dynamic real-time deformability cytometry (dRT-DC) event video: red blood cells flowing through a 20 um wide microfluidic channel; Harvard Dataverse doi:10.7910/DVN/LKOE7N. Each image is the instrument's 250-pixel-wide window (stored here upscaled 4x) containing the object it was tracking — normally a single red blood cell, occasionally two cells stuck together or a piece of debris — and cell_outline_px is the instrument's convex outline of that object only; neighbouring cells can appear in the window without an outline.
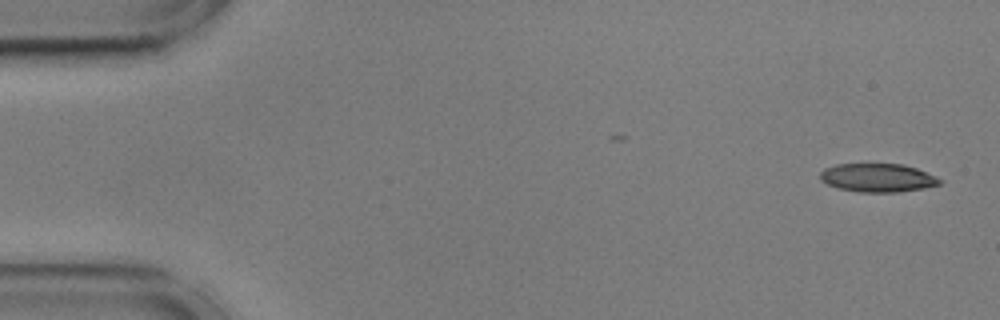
{"species": "common noctule bat (a hibernating species)", "species_latin": "Nyctalus noctula", "temperature_condition": "cold", "stored_images_in_passage": 54, "camera_frame_rate_fps": 3000, "um_per_image_px": 0.085, "animal": {"sex": "male", "body_mass_g": 17.9, "forearm_length_mm": 54.2}, "frame": {"image": 1, "passage_image": 1, "time_ms": 0.0, "image_size_px": [1000, 320], "cell_outline_px": [[944, 180], [940, 184], [924, 188], [900, 192], [860, 192], [840, 188], [828, 184], [820, 180], [820, 172], [824, 168], [836, 164], [900, 164], [916, 168], [936, 176]], "centroid_in_image_um": [74.62, 15.11], "position_along_channel_um": 10.4, "area_um2": 19.83}}
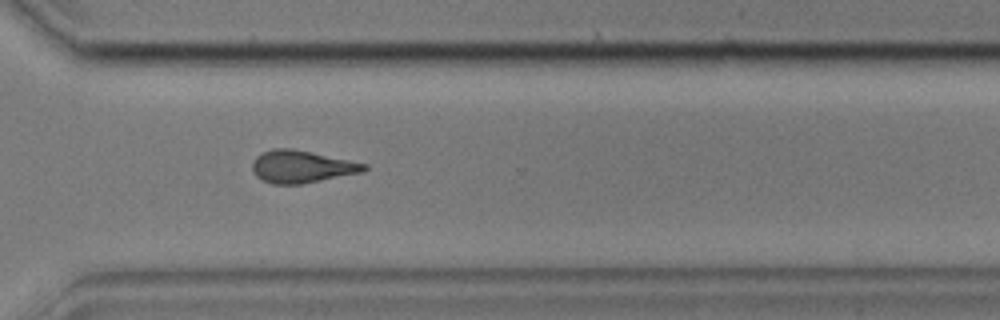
{"frame": {"image": 2, "passage_image": 39, "time_ms": 12.667, "image_size_px": [1000, 320], "cell_outline_px": [[368, 168], [364, 172], [300, 184], [272, 184], [256, 176], [252, 168], [252, 164], [256, 156], [260, 152], [272, 148], [292, 148], [312, 152], [368, 164]], "centroid_in_image_um": [25.64, 14.15], "position_along_channel_um": 345.0, "area_um2": 21.15}}
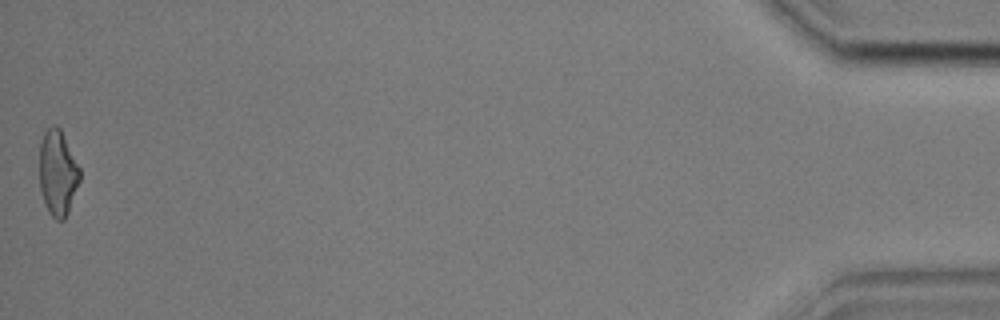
{"frame": {"image": 3, "passage_image": 54, "time_ms": 17.667, "image_size_px": [1000, 320], "cell_outline_px": [[80, 180], [68, 212], [64, 220], [56, 220], [48, 212], [40, 192], [40, 144], [44, 132], [52, 124], [56, 124], [60, 128], [80, 168]], "centroid_in_image_um": [4.9, 14.7], "position_along_channel_um": 430.3, "area_um2": 20.11}, "authors_computed_cell_mechanics": {"area_um2": 21.0103, "velocity_mm_per_s": 3.5948, "shape_relaxation_time_tau1_ms": null, "shape_relaxation_time_tau2_ms": 4.626, "deformation_change_tau1": null, "deformation_change_tau2": 0.1398}}